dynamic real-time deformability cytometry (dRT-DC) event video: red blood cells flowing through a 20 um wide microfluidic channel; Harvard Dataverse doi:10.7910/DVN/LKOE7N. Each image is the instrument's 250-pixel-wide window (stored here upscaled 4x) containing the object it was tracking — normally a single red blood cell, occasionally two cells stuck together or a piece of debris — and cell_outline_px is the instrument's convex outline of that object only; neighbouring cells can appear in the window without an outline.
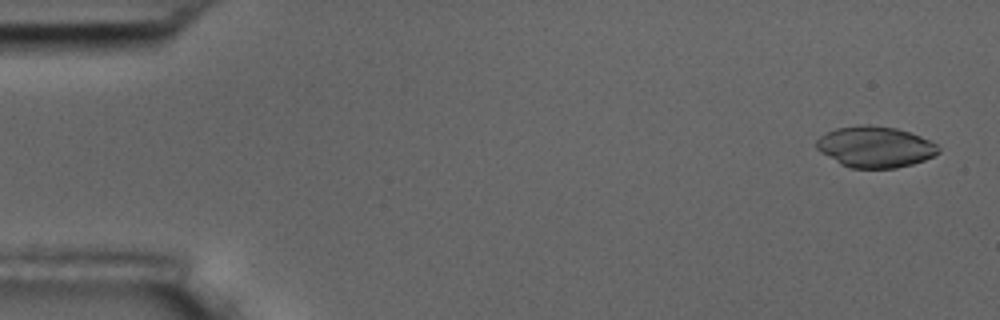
{"species": "common noctule bat (a hibernating species)", "species_latin": "Nyctalus noctula", "temperature_condition": "room temperature", "stored_images_in_passage": 6, "camera_frame_rate_fps": 3000, "um_per_image_px": 0.085, "animal": {"sex": "male", "body_mass_g": 17.5, "forearm_length_mm": 52.3}, "frame": {"image": 1, "passage_image": 1, "time_ms": 0.0, "image_size_px": [1000, 320], "cell_outline_px": [[940, 152], [924, 160], [912, 164], [896, 168], [852, 168], [840, 164], [820, 152], [816, 148], [816, 140], [820, 136], [836, 128], [864, 124], [868, 124], [896, 128], [920, 136], [936, 144], [940, 148]], "centroid_in_image_um": [74.37, 12.48], "position_along_channel_um": 10.6, "area_um2": 29.13}}